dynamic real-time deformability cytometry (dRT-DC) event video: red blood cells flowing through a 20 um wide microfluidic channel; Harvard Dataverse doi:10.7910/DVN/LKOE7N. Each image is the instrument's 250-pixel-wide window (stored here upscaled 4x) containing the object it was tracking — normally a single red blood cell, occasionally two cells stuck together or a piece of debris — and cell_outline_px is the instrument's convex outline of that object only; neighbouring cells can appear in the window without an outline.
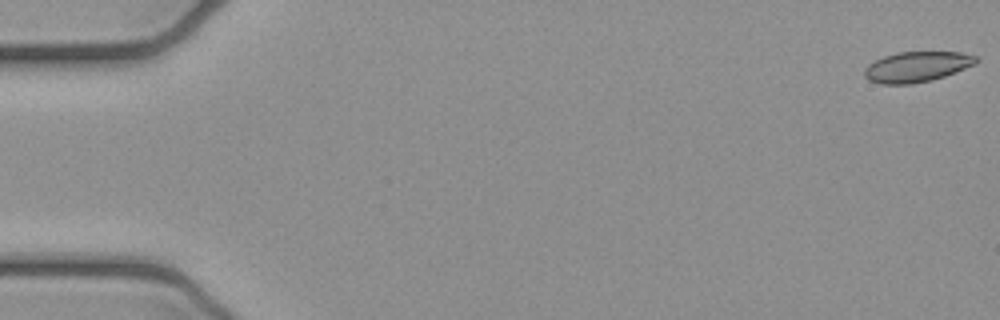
{"species": "common noctule bat (a hibernating species)", "species_latin": "Nyctalus noctula", "temperature_condition": "cold", "stored_images_in_passage": 5, "camera_frame_rate_fps": 3000, "um_per_image_px": 0.085, "animal": {"sex": "female", "body_mass_g": 21.9}, "frame": {"image": 1, "passage_image": 1, "time_ms": 0.0, "image_size_px": [1000, 320], "cell_outline_px": [[980, 60], [976, 64], [944, 76], [932, 80], [912, 84], [880, 84], [868, 80], [864, 76], [864, 68], [868, 64], [884, 56], [900, 52], [960, 52], [976, 56]], "centroid_in_image_um": [77.92, 5.68], "position_along_channel_um": 7.1, "area_um2": 19.83}}
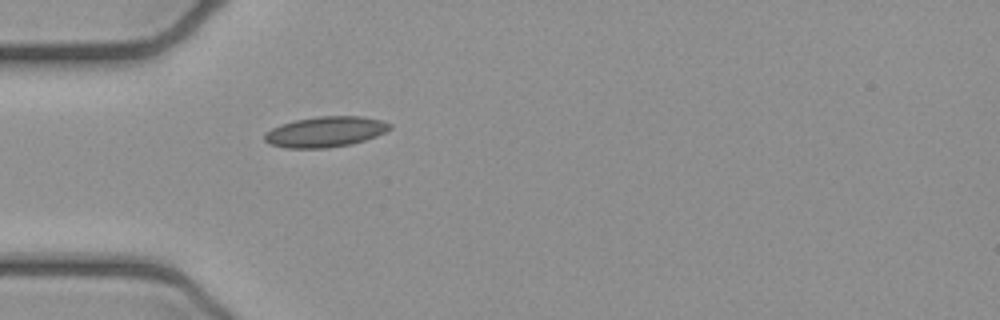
{"frame": {"image": 2, "passage_image": 5, "time_ms": 1.333, "image_size_px": [1000, 320], "cell_outline_px": [[392, 128], [376, 136], [352, 144], [328, 148], [284, 148], [272, 144], [264, 140], [264, 132], [280, 124], [296, 120], [316, 116], [360, 116], [380, 120], [392, 124]], "centroid_in_image_um": [27.64, 11.2], "position_along_channel_um": 57.4, "area_um2": 22.31}}